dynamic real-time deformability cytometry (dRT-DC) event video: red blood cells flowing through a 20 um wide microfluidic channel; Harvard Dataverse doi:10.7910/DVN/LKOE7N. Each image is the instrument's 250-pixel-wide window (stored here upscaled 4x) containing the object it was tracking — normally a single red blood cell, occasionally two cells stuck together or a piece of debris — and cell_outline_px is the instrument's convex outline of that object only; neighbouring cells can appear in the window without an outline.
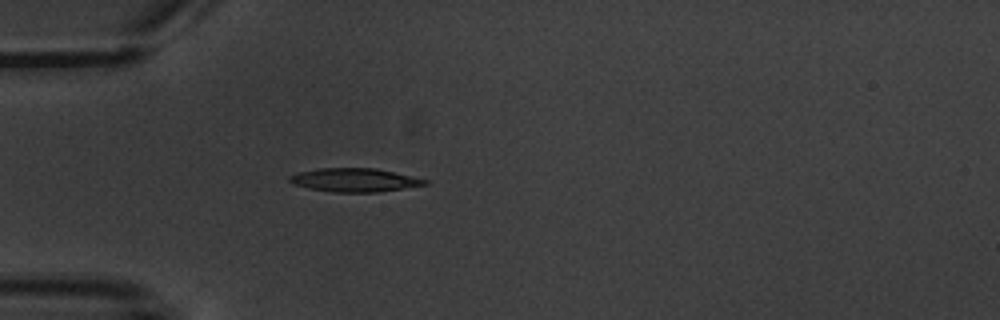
{"species": "common noctule bat (a hibernating species)", "species_latin": "Nyctalus noctula", "temperature_condition": "warm", "stored_images_in_passage": 2, "camera_frame_rate_fps": 3000, "um_per_image_px": 0.085, "animal": {"sex": "male", "body_mass_g": 20.1, "forearm_length_mm": 53.5}, "frame": {"image": 1, "passage_image": 2, "time_ms": 1.333, "image_size_px": [1000, 320], "cell_outline_px": [[428, 184], [380, 192], [332, 192], [308, 188], [292, 184], [288, 180], [288, 176], [296, 172], [320, 168], [376, 168], [428, 180]], "centroid_in_image_um": [30.08, 15.3], "position_along_channel_um": 54.9, "area_um2": 18.61}}